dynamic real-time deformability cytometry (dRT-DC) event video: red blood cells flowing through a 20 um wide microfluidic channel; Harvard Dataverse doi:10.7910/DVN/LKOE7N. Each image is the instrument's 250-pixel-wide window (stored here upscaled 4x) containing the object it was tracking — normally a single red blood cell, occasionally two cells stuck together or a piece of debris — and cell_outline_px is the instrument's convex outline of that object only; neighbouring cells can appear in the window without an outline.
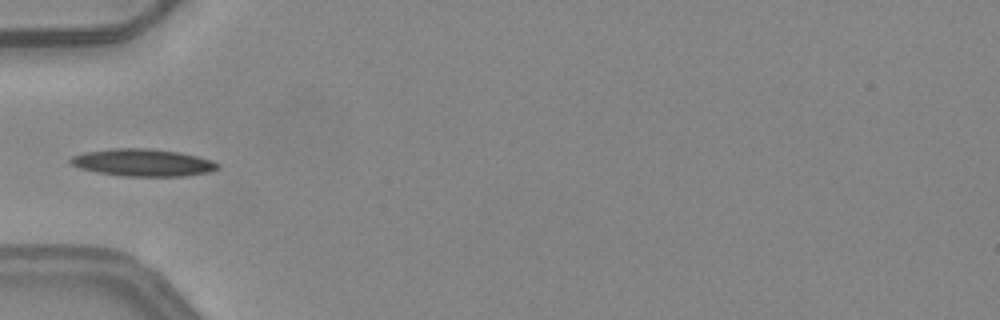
{"species": "common noctule bat (a hibernating species)", "species_latin": "Nyctalus noctula", "temperature_condition": "warm", "stored_images_in_passage": 5, "camera_frame_rate_fps": 3000, "um_per_image_px": 0.085, "animal": {"sex": "female", "body_mass_g": 24.6, "forearm_length_mm": 56.2}, "frame": {"image": 1, "passage_image": 5, "time_ms": 1.333, "image_size_px": [1000, 320], "cell_outline_px": [[220, 168], [208, 172], [184, 176], [124, 176], [96, 172], [80, 168], [72, 164], [68, 160], [72, 156], [84, 152], [116, 148], [148, 148], [180, 152], [212, 160], [220, 164]], "centroid_in_image_um": [12.15, 13.82], "position_along_channel_um": 72.8, "area_um2": 23.41}}